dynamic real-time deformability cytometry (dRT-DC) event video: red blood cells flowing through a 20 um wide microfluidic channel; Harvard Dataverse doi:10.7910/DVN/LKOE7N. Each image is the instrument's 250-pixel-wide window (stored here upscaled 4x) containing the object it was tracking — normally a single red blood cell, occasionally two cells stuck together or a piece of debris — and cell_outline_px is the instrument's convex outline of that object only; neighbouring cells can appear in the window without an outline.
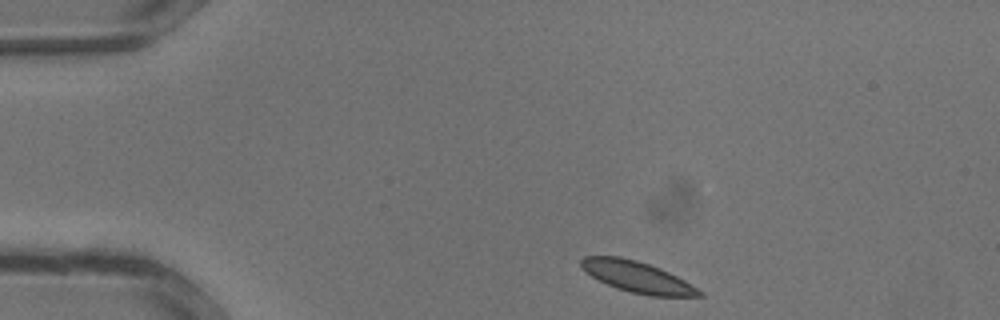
{"species": "common noctule bat (a hibernating species)", "species_latin": "Nyctalus noctula", "temperature_condition": "warm", "stored_images_in_passage": 29, "camera_frame_rate_fps": 3000, "um_per_image_px": 0.085, "animal": {"sex": "male", "body_mass_g": 13.3}, "frame": {"image": 1, "passage_image": 1, "time_ms": 0.0, "image_size_px": [1000, 320], "cell_outline_px": [[704, 296], [648, 296], [628, 292], [616, 288], [592, 276], [580, 268], [580, 260], [584, 256], [620, 256], [636, 260], [660, 268], [684, 280], [704, 292]], "centroid_in_image_um": [54.15, 23.54], "position_along_channel_um": 30.8, "area_um2": 21.39}}
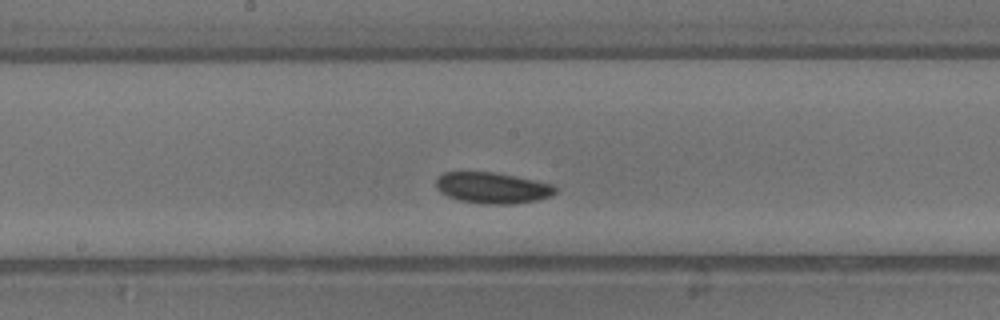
{"frame": {"image": 2, "passage_image": 13, "time_ms": 4.0, "image_size_px": [1000, 320], "cell_outline_px": [[556, 192], [552, 196], [536, 200], [512, 204], [480, 204], [460, 200], [448, 196], [440, 192], [436, 188], [436, 176], [444, 172], [492, 172], [516, 176], [552, 184], [556, 188]], "centroid_in_image_um": [41.83, 15.97], "position_along_channel_um": 206.4, "area_um2": 21.68}}
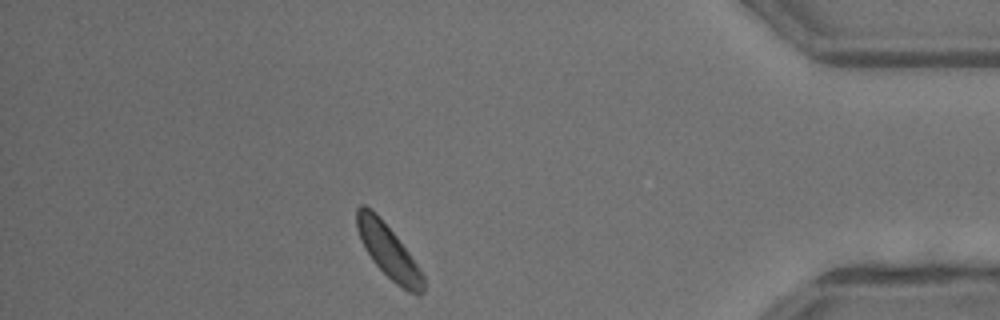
{"frame": {"image": 3, "passage_image": 25, "time_ms": 8.0, "image_size_px": [1000, 320], "cell_outline_px": [[424, 292], [420, 296], [416, 296], [408, 292], [396, 284], [372, 260], [364, 248], [356, 228], [356, 208], [360, 204], [364, 204], [372, 208], [376, 212], [396, 236], [420, 268], [424, 276]], "centroid_in_image_um": [33.01, 21.35], "position_along_channel_um": 402.2, "area_um2": 20.87}}